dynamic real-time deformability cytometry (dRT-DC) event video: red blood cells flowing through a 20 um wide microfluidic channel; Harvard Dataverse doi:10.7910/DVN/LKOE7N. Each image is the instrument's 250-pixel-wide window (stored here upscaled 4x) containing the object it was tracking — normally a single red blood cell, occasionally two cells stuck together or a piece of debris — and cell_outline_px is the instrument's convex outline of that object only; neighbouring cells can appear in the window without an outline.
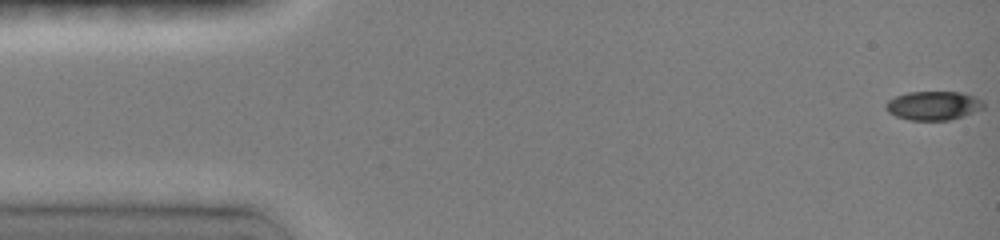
{"species": "common noctule bat (a hibernating species)", "species_latin": "Nyctalus noctula", "temperature_condition": "room temperature", "stored_images_in_passage": 22, "camera_frame_rate_fps": 3000, "um_per_image_px": 0.085, "animal": {"sex": "female", "body_mass_g": 19.0, "forearm_length_mm": 51.5}, "frame": {"image": 1, "passage_image": 1, "time_ms": 0.0, "image_size_px": [1000, 240], "cell_outline_px": [[984, 108], [964, 116], [948, 120], [912, 120], [896, 116], [888, 112], [884, 108], [884, 104], [888, 100], [896, 96], [908, 92], [960, 92], [976, 96], [984, 104]], "centroid_in_image_um": [79.32, 8.97], "position_along_channel_um": 5.7, "area_um2": 16.47}}
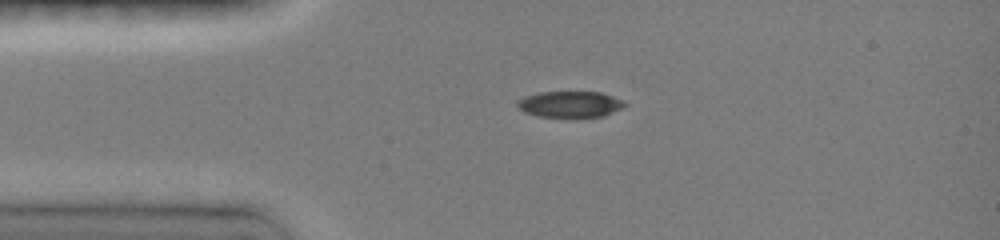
{"frame": {"image": 2, "passage_image": 10, "time_ms": 3.333, "image_size_px": [1000, 240], "cell_outline_px": [[628, 104], [604, 116], [536, 116], [524, 112], [516, 104], [516, 100], [524, 96], [536, 92], [600, 92], [624, 100]], "centroid_in_image_um": [48.42, 8.84], "position_along_channel_um": 36.6, "area_um2": 16.24}}
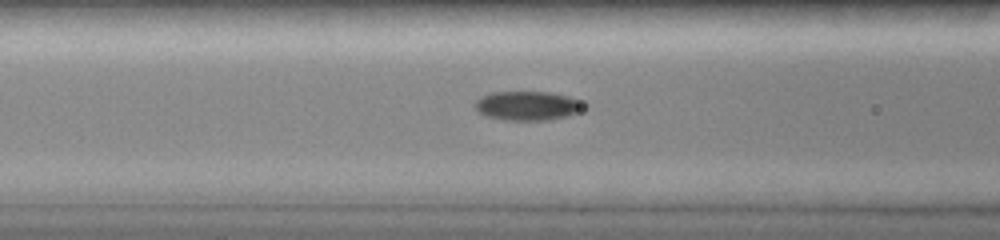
{"frame": {"image": 3, "passage_image": 18, "time_ms": 6.0, "image_size_px": [1000, 240], "cell_outline_px": [[588, 104], [580, 112], [568, 116], [548, 120], [508, 120], [484, 116], [476, 108], [476, 100], [480, 96], [492, 92], [548, 92], [568, 96], [580, 100]], "centroid_in_image_um": [44.89, 8.99], "position_along_channel_um": 121.7, "area_um2": 18.61}}